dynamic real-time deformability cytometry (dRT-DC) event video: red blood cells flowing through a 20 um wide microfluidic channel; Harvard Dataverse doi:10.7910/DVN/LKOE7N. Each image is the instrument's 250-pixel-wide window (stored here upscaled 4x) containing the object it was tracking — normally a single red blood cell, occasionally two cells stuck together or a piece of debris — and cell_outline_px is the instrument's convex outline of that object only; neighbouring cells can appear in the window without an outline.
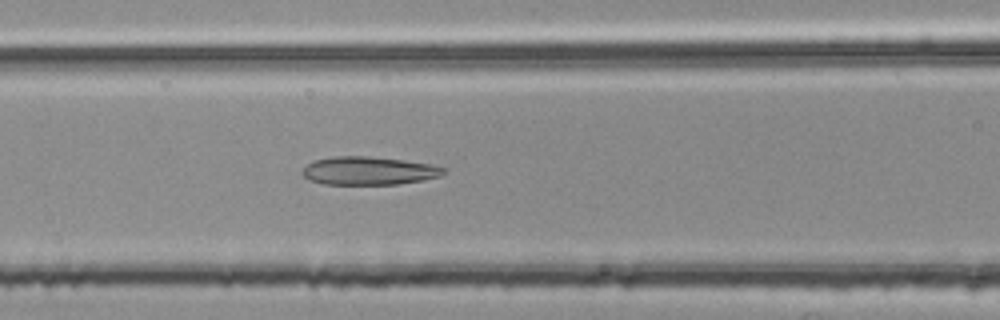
{"species": "common noctule bat (a hibernating species)", "species_latin": "Nyctalus noctula", "temperature_condition": "room temperature", "stored_images_in_passage": 42, "camera_frame_rate_fps": 3000, "um_per_image_px": 0.085, "animal": {"sex": "female", "body_mass_g": 25.1}, "frame": {"image": 1, "passage_image": 11, "time_ms": 3.333, "image_size_px": [1000, 320], "cell_outline_px": [[448, 172], [440, 176], [424, 180], [400, 184], [324, 184], [312, 180], [304, 176], [300, 172], [312, 160], [332, 156], [368, 156], [404, 160], [432, 164], [444, 168]], "centroid_in_image_um": [31.37, 14.51], "position_along_channel_um": 135.2, "area_um2": 23.35}}
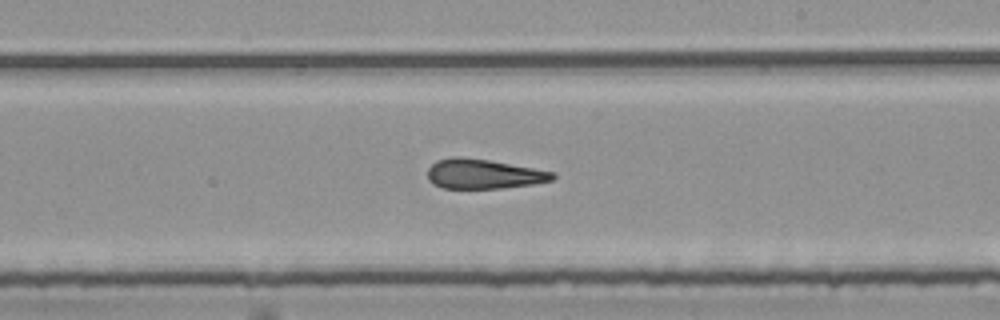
{"frame": {"image": 2, "passage_image": 20, "time_ms": 6.333, "image_size_px": [1000, 320], "cell_outline_px": [[556, 176], [552, 180], [532, 184], [500, 188], [440, 188], [432, 184], [428, 180], [428, 168], [436, 160], [452, 156], [460, 156], [488, 160], [556, 172]], "centroid_in_image_um": [41.06, 14.78], "position_along_channel_um": 247.9, "area_um2": 21.68}}
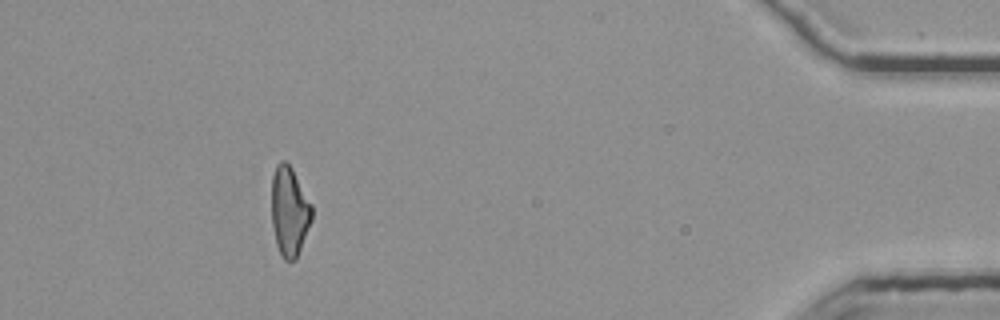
{"frame": {"image": 3, "passage_image": 38, "time_ms": 12.333, "image_size_px": [1000, 320], "cell_outline_px": [[312, 220], [296, 260], [284, 260], [276, 244], [272, 224], [272, 176], [276, 164], [280, 160], [284, 160], [292, 168], [312, 204]], "centroid_in_image_um": [24.6, 17.95], "position_along_channel_um": 410.6, "area_um2": 21.04}, "authors_computed_cell_mechanics": {"area_um2": 22.1374, "velocity_mm_per_s": 3.7689, "shape_relaxation_time_tau1_ms": null, "shape_relaxation_time_tau2_ms": 2.1375, "deformation_change_tau1": null, "deformation_change_tau2": 0.1128}}